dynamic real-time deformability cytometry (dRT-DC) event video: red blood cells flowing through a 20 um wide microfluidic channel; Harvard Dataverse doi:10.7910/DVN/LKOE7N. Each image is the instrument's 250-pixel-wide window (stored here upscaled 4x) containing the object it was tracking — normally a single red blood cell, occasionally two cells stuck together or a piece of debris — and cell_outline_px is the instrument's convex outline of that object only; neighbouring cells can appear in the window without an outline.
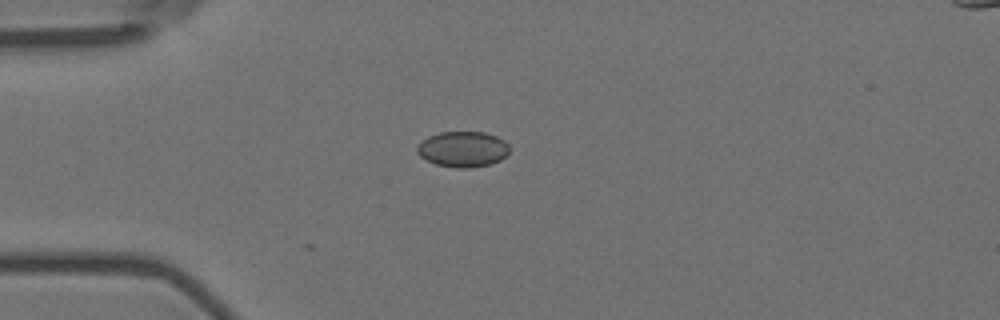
{"species": "Egyptian fruit bat (a non-hibernating species)", "species_latin": "Rousettus aegyptiacus", "temperature_condition": "room temperature", "stored_images_in_passage": 3, "camera_frame_rate_fps": 3000, "um_per_image_px": 0.085, "animal": {"sex": "female"}, "frame": {"image": 1, "passage_image": 1, "time_ms": 0.0, "image_size_px": [1000, 320], "cell_outline_px": [[508, 152], [500, 160], [488, 164], [468, 168], [456, 168], [436, 164], [420, 156], [416, 152], [416, 148], [420, 140], [428, 136], [440, 132], [484, 132], [496, 136], [504, 140], [508, 144]], "centroid_in_image_um": [39.3, 12.67], "position_along_channel_um": 45.7, "area_um2": 19.13}}